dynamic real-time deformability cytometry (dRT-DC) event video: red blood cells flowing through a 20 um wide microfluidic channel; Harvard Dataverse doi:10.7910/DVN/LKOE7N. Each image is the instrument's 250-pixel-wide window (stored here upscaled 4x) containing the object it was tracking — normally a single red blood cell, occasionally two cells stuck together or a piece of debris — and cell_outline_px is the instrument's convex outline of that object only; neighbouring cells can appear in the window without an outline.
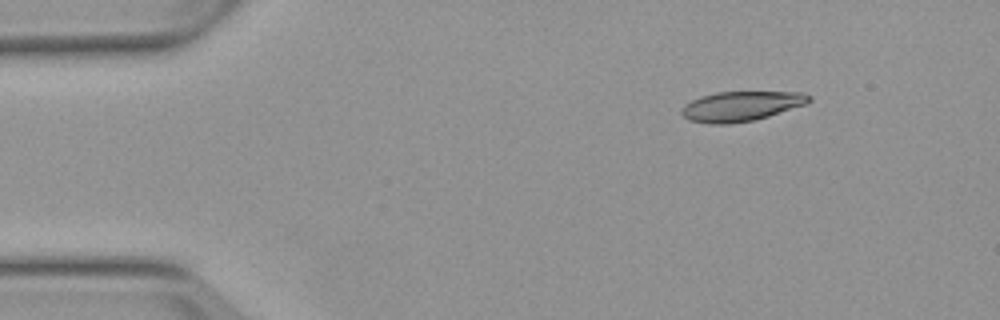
{"species": "Egyptian fruit bat (a non-hibernating species)", "species_latin": "Rousettus aegyptiacus", "temperature_condition": "warm", "stored_images_in_passage": 3, "camera_frame_rate_fps": 3000, "um_per_image_px": 0.085, "animal": {"sex": "female"}, "frame": {"image": 1, "passage_image": 2, "time_ms": 1.0, "image_size_px": [1000, 320], "cell_outline_px": [[812, 100], [804, 104], [768, 116], [752, 120], [728, 124], [712, 124], [688, 120], [680, 112], [684, 104], [700, 96], [716, 92], [804, 92], [812, 96]], "centroid_in_image_um": [62.97, 9.02], "position_along_channel_um": 22.0, "area_um2": 22.02}}